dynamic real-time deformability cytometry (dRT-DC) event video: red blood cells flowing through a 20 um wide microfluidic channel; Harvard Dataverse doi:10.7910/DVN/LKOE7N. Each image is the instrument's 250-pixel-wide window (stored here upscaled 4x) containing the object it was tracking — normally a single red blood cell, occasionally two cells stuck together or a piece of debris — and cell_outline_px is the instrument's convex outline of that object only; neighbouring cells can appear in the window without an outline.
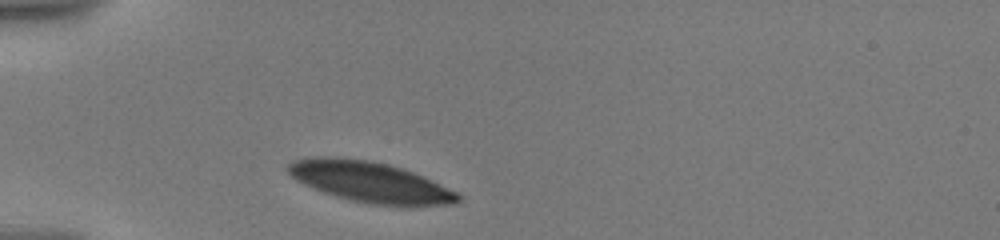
{"species": "human", "species_latin": "Homo sapiens", "temperature_condition": "warm", "stored_images_in_passage": 9, "camera_frame_rate_fps": 3000, "um_per_image_px": 0.085, "donor": {"sex": "male"}, "frame": {"image": 1, "passage_image": 1, "time_ms": 0.0, "image_size_px": [1000, 240], "cell_outline_px": [[460, 200], [444, 204], [376, 204], [352, 200], [324, 192], [296, 180], [288, 172], [288, 164], [292, 160], [308, 156], [336, 156], [368, 160], [388, 164], [412, 172], [432, 180], [456, 192], [460, 196]], "centroid_in_image_um": [31.35, 15.41], "position_along_channel_um": 53.6, "area_um2": 39.19}}
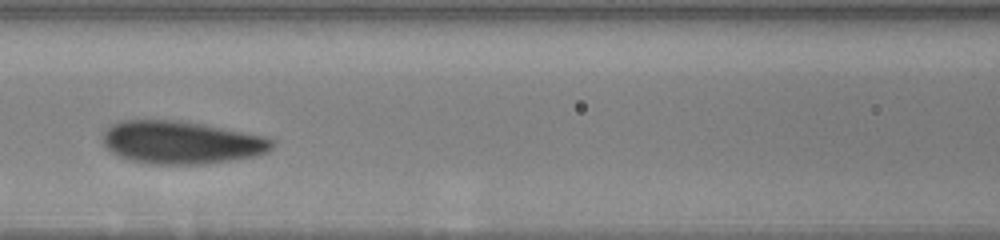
{"frame": {"image": 2, "passage_image": 6, "time_ms": 3.333, "image_size_px": [1000, 240], "cell_outline_px": [[276, 140], [272, 148], [268, 152], [252, 156], [232, 160], [204, 164], [148, 164], [128, 160], [112, 152], [104, 144], [104, 132], [112, 124], [120, 120], [180, 120], [204, 124], [264, 136]], "centroid_in_image_um": [15.43, 12.1], "position_along_channel_um": 151.2, "area_um2": 42.31}}
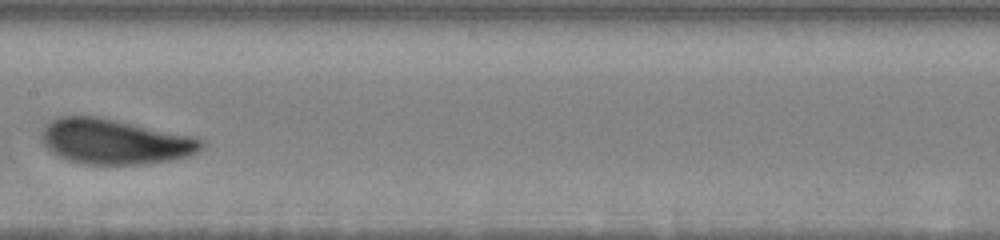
{"frame": {"image": 3, "passage_image": 8, "time_ms": 4.667, "image_size_px": [1000, 240], "cell_outline_px": [[204, 144], [196, 152], [188, 156], [172, 160], [144, 164], [84, 164], [68, 160], [52, 152], [44, 144], [40, 136], [44, 128], [56, 116], [96, 116], [116, 120], [192, 136], [204, 140]], "centroid_in_image_um": [9.74, 12.03], "position_along_channel_um": 197.7, "area_um2": 41.73}}